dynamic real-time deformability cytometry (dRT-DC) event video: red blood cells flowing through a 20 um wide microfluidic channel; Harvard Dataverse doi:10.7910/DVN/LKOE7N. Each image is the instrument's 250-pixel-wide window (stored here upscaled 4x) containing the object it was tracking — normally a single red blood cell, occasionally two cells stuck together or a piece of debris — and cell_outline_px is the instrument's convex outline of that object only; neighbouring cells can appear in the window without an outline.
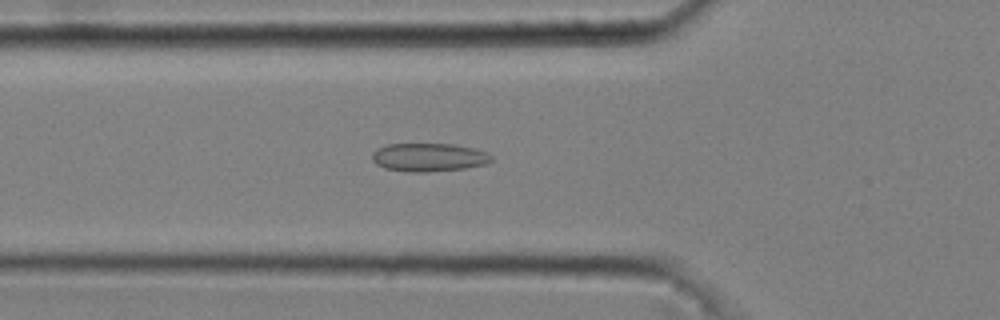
{"species": "common noctule bat (a hibernating species)", "species_latin": "Nyctalus noctula", "temperature_condition": "cold", "stored_images_in_passage": 51, "camera_frame_rate_fps": 3000, "um_per_image_px": 0.085, "animal": {"sex": "male", "body_mass_g": 20.4}, "frame": {"image": 1, "passage_image": 18, "time_ms": 5.667, "image_size_px": [1000, 320], "cell_outline_px": [[492, 160], [484, 164], [464, 168], [424, 172], [408, 172], [384, 168], [376, 164], [372, 160], [372, 152], [376, 148], [388, 144], [452, 144], [472, 148], [488, 152], [492, 156]], "centroid_in_image_um": [36.4, 13.37], "position_along_channel_um": 89.4, "area_um2": 19.65}}
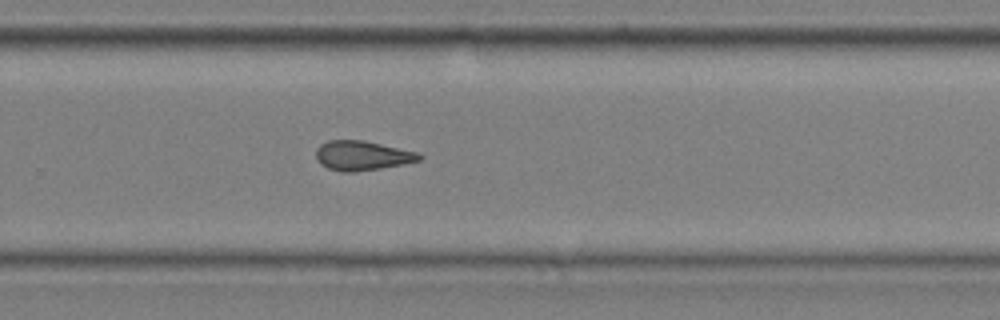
{"frame": {"image": 2, "passage_image": 35, "time_ms": 11.333, "image_size_px": [1000, 320], "cell_outline_px": [[424, 156], [420, 160], [404, 164], [380, 168], [352, 172], [340, 172], [328, 168], [320, 164], [316, 156], [316, 148], [320, 144], [328, 140], [364, 140], [416, 152]], "centroid_in_image_um": [30.76, 13.22], "position_along_channel_um": 299.0, "area_um2": 17.74}}
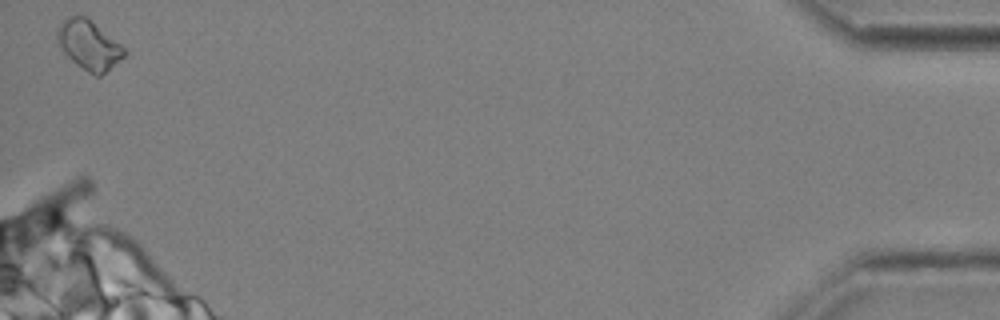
{"frame": {"image": 3, "passage_image": 51, "time_ms": 16.667, "image_size_px": [1000, 320], "cell_outline_px": [[128, 52], [124, 56], [100, 76], [96, 76], [88, 72], [76, 64], [64, 52], [56, 40], [56, 28], [64, 20], [72, 16], [84, 16], [120, 44]], "centroid_in_image_um": [7.53, 3.84], "position_along_channel_um": 427.7, "area_um2": 18.67}, "authors_computed_cell_mechanics": {"area_um2": 17.7446, "velocity_mm_per_s": 3.6963, "shape_relaxation_time_tau1_ms": null, "shape_relaxation_time_tau2_ms": 4.5067, "deformation_change_tau1": null, "deformation_change_tau2": 0.1167}}